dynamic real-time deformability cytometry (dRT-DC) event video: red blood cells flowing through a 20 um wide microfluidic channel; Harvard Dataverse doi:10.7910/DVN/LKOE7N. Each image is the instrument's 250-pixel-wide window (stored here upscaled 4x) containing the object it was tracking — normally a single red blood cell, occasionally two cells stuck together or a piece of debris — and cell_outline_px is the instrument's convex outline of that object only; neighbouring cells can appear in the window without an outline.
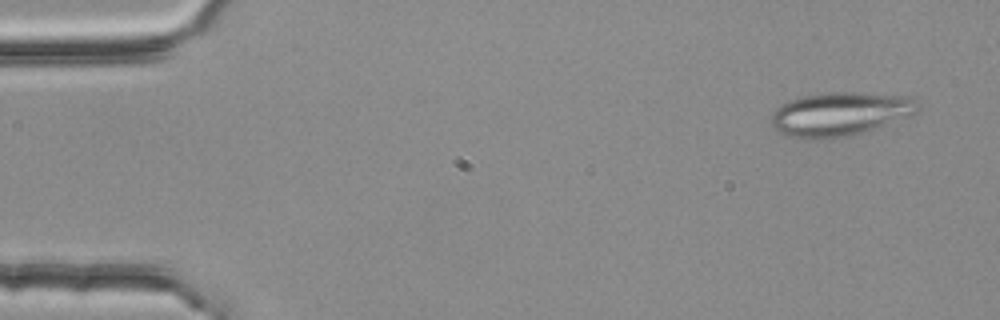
{"species": "common noctule bat (a hibernating species)", "species_latin": "Nyctalus noctula", "temperature_condition": "room temperature", "stored_images_in_passage": 5, "camera_frame_rate_fps": 3000, "um_per_image_px": 0.085, "animal": {"sex": "female", "body_mass_g": 25.1}, "frame": {"image": 1, "passage_image": 1, "time_ms": 0.0, "image_size_px": [1000, 320], "cell_outline_px": [[920, 108], [916, 112], [908, 116], [848, 136], [804, 140], [788, 136], [780, 132], [768, 120], [772, 112], [780, 104], [804, 96], [832, 92], [860, 92], [908, 96], [916, 100]], "centroid_in_image_um": [71.35, 9.68], "position_along_channel_um": 13.7, "area_um2": 37.05}}
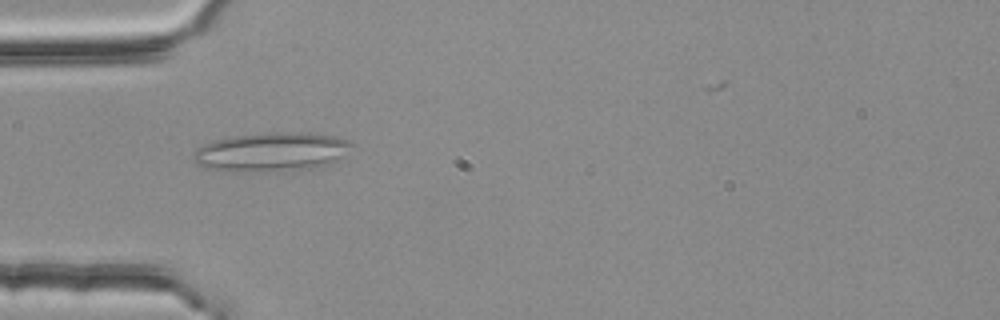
{"frame": {"image": 2, "passage_image": 4, "time_ms": 1.0, "image_size_px": [1000, 320], "cell_outline_px": [[352, 144], [340, 156], [328, 164], [312, 168], [240, 172], [208, 168], [196, 164], [192, 160], [192, 152], [196, 148], [204, 144], [216, 140], [236, 136], [280, 132], [304, 132], [332, 136], [348, 140]], "centroid_in_image_um": [22.98, 12.91], "position_along_channel_um": 62.0, "area_um2": 35.2}}